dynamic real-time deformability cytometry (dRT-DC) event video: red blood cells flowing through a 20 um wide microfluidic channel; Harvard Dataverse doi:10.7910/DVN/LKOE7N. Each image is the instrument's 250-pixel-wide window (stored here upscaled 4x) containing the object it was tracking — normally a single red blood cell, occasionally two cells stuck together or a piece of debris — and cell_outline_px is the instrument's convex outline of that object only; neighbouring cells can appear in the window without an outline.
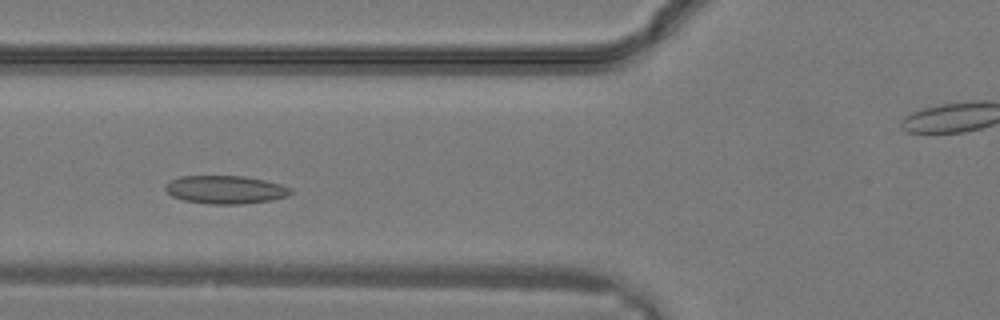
{"species": "common noctule bat (a hibernating species)", "species_latin": "Nyctalus noctula", "temperature_condition": "warm", "stored_images_in_passage": 18, "camera_frame_rate_fps": 3000, "um_per_image_px": 0.085, "animal": {"sex": "male", "body_mass_g": 19.2, "forearm_length_mm": 51.8}, "frame": {"image": 1, "passage_image": 7, "time_ms": 2.0, "image_size_px": [1000, 320], "cell_outline_px": [[292, 192], [288, 196], [272, 200], [244, 204], [208, 204], [184, 200], [172, 196], [164, 188], [164, 184], [168, 180], [180, 176], [244, 176], [264, 180], [280, 184], [292, 188]], "centroid_in_image_um": [19.14, 16.12], "position_along_channel_um": 106.7, "area_um2": 20.75}}
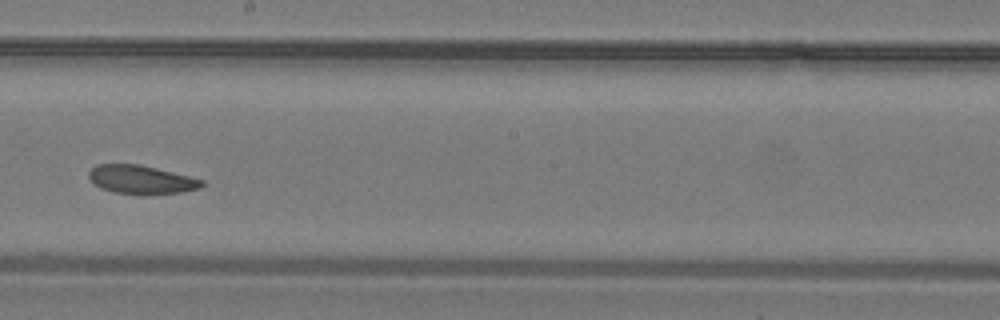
{"frame": {"image": 2, "passage_image": 13, "time_ms": 4.0, "image_size_px": [1000, 320], "cell_outline_px": [[204, 184], [200, 188], [180, 192], [144, 196], [112, 192], [100, 188], [92, 184], [88, 176], [88, 172], [96, 164], [140, 164], [204, 180]], "centroid_in_image_um": [11.96, 15.29], "position_along_channel_um": 236.2, "area_um2": 19.19}}
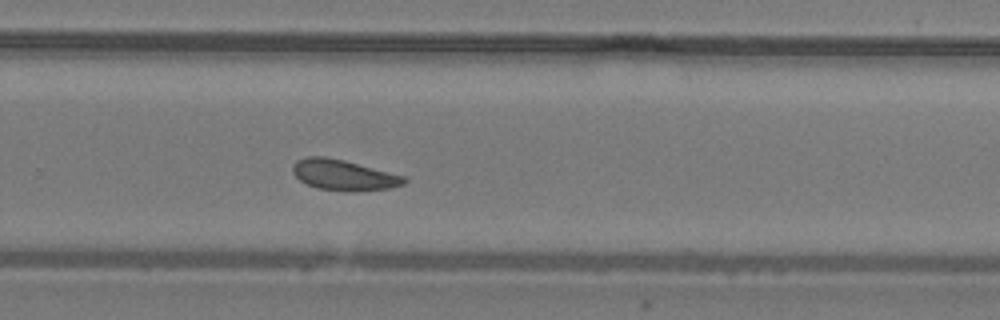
{"frame": {"image": 3, "passage_image": 16, "time_ms": 5.0, "image_size_px": [1000, 320], "cell_outline_px": [[408, 180], [404, 184], [392, 188], [352, 192], [348, 192], [316, 188], [300, 180], [292, 172], [292, 164], [296, 160], [308, 156], [324, 156], [344, 160], [404, 176]], "centroid_in_image_um": [29.2, 14.88], "position_along_channel_um": 300.6, "area_um2": 20.0}}